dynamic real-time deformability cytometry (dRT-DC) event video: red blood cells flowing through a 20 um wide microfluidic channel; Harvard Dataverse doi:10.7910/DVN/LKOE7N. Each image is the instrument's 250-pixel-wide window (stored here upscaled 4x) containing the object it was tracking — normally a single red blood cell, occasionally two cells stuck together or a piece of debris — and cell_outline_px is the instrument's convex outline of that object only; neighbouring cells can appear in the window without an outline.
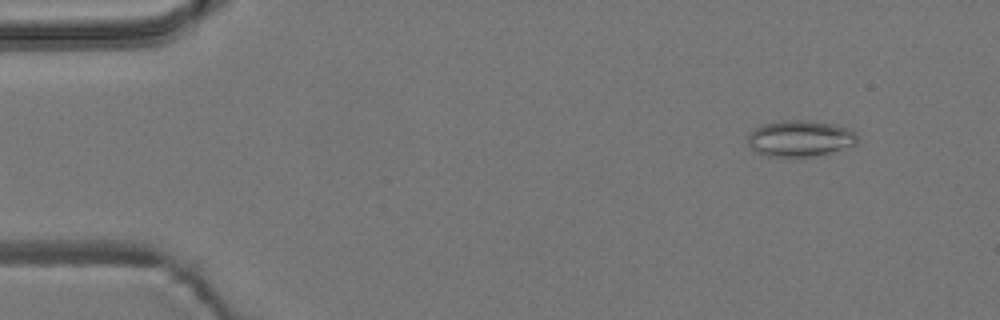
{"species": "common noctule bat (a hibernating species)", "species_latin": "Nyctalus noctula", "temperature_condition": "room temperature", "stored_images_in_passage": 5, "camera_frame_rate_fps": 3000, "um_per_image_px": 0.085, "animal": {"sex": "male", "body_mass_g": 19.2, "forearm_length_mm": 51.8}, "frame": {"image": 1, "passage_image": 2, "time_ms": 0.333, "image_size_px": [1000, 320], "cell_outline_px": [[860, 140], [856, 144], [828, 152], [812, 156], [768, 156], [752, 148], [748, 144], [748, 132], [760, 124], [780, 120], [808, 120], [832, 124], [852, 128], [856, 132]], "centroid_in_image_um": [68.02, 11.73], "position_along_channel_um": 17.0, "area_um2": 23.18}}